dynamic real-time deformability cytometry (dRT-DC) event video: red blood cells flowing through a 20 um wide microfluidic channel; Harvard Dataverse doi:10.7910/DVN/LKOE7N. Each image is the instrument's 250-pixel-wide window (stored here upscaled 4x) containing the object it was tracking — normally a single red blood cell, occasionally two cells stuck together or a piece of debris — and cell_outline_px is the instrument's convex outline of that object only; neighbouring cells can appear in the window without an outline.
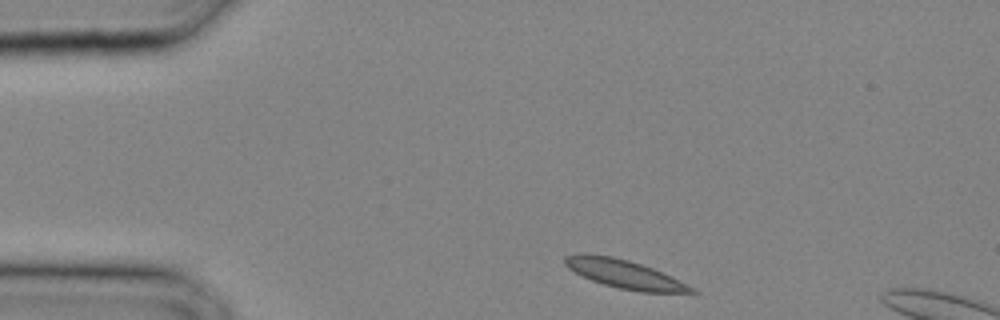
{"species": "common noctule bat (a hibernating species)", "species_latin": "Nyctalus noctula", "temperature_condition": "cold", "stored_images_in_passage": 26, "camera_frame_rate_fps": 3000, "um_per_image_px": 0.085, "animal": {"sex": "male", "body_mass_g": 20.4}, "frame": {"image": 1, "passage_image": 1, "time_ms": 0.0, "image_size_px": [1000, 320], "cell_outline_px": [[700, 292], [640, 292], [620, 288], [604, 284], [592, 280], [568, 268], [564, 264], [564, 256], [576, 252], [584, 252], [612, 256], [628, 260], [652, 268], [696, 288]], "centroid_in_image_um": [53.03, 23.27], "position_along_channel_um": 32.0, "area_um2": 20.87}}
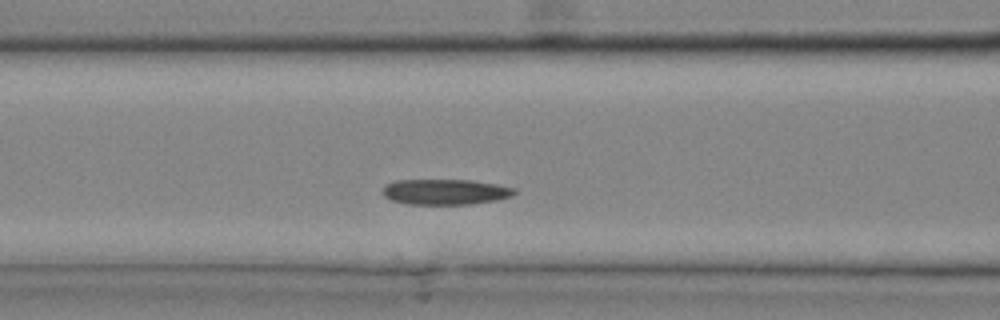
{"frame": {"image": 2, "passage_image": 8, "time_ms": 2.333, "image_size_px": [1000, 320], "cell_outline_px": [[516, 192], [512, 196], [496, 200], [468, 204], [408, 204], [392, 200], [384, 196], [384, 188], [388, 184], [396, 180], [472, 180], [496, 184], [516, 188]], "centroid_in_image_um": [37.89, 16.3], "position_along_channel_um": 128.7, "area_um2": 19.42}}